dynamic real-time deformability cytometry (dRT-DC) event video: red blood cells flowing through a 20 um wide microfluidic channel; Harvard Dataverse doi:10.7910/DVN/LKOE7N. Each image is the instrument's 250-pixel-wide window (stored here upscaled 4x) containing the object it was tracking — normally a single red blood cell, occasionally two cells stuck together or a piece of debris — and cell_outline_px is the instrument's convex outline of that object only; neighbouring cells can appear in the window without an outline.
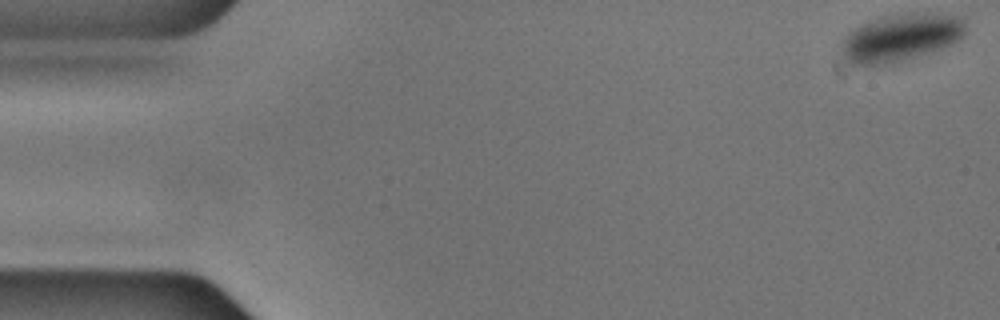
{"species": "common noctule bat (a hibernating species)", "species_latin": "Nyctalus noctula", "temperature_condition": "cold", "stored_images_in_passage": 55, "camera_frame_rate_fps": 3000, "um_per_image_px": 0.085, "animal": {"sex": "male", "body_mass_g": 17.9, "forearm_length_mm": 54.2}, "frame": {"image": 1, "passage_image": 1, "time_ms": 0.0, "image_size_px": [1000, 320], "cell_outline_px": [[964, 36], [952, 44], [932, 52], [892, 64], [852, 64], [844, 56], [844, 40], [848, 32], [860, 24], [884, 16], [908, 12], [924, 12], [956, 16], [964, 20]], "centroid_in_image_um": [76.61, 3.18], "position_along_channel_um": 8.4, "area_um2": 34.1}}
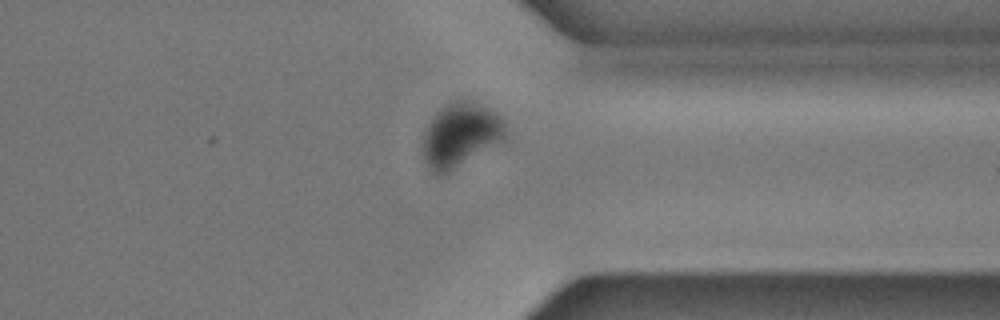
{"frame": {"image": 2, "passage_image": 43, "time_ms": 14.0, "image_size_px": [1000, 320], "cell_outline_px": [[504, 140], [448, 172], [440, 176], [432, 172], [424, 160], [424, 132], [428, 124], [436, 112], [440, 108], [456, 100], [468, 100], [500, 116], [504, 124]], "centroid_in_image_um": [39.1, 11.49], "position_along_channel_um": 372.3, "area_um2": 30.0}}
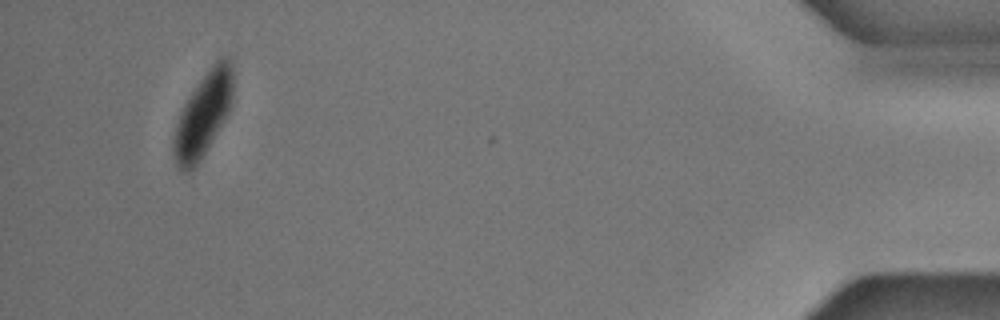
{"frame": {"image": 3, "passage_image": 53, "time_ms": 17.333, "image_size_px": [1000, 320], "cell_outline_px": [[232, 104], [224, 120], [200, 160], [188, 172], [184, 172], [176, 164], [172, 148], [172, 140], [176, 124], [180, 112], [184, 104], [208, 68], [220, 56], [228, 56], [232, 60]], "centroid_in_image_um": [17.27, 9.7], "position_along_channel_um": 417.9, "area_um2": 28.78}}